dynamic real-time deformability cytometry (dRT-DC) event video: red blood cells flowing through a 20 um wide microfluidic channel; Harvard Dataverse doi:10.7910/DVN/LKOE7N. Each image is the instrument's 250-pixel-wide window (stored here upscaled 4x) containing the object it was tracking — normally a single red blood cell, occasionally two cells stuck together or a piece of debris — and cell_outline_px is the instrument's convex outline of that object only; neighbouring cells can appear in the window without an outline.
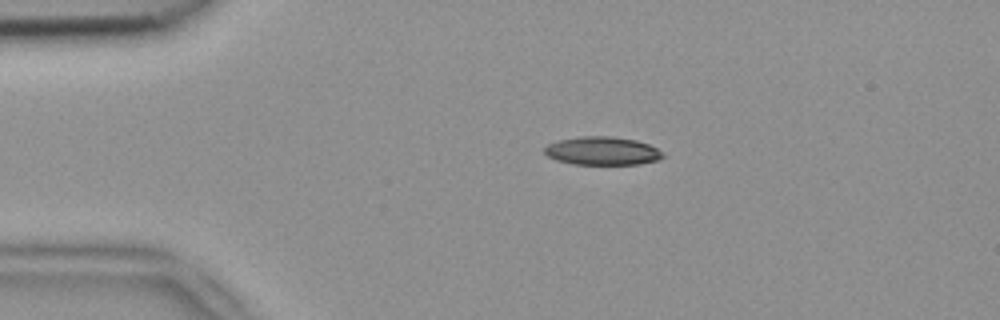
{"species": "common noctule bat (a hibernating species)", "species_latin": "Nyctalus noctula", "temperature_condition": "room temperature", "stored_images_in_passage": 3, "segment_of_instrument_passage": [1, 2], "camera_frame_rate_fps": 3000, "um_per_image_px": 0.085, "animal": {"sex": "female", "body_mass_g": 18.4}, "frame": {"image": 1, "passage_image": 1, "time_ms": 0.0, "image_size_px": [1000, 320], "cell_outline_px": [[664, 156], [660, 160], [640, 164], [572, 164], [556, 160], [548, 156], [544, 152], [544, 148], [548, 144], [560, 140], [580, 136], [612, 136], [636, 140], [648, 144], [664, 152]], "centroid_in_image_um": [51.22, 12.83], "position_along_channel_um": 33.8, "area_um2": 19.59}}